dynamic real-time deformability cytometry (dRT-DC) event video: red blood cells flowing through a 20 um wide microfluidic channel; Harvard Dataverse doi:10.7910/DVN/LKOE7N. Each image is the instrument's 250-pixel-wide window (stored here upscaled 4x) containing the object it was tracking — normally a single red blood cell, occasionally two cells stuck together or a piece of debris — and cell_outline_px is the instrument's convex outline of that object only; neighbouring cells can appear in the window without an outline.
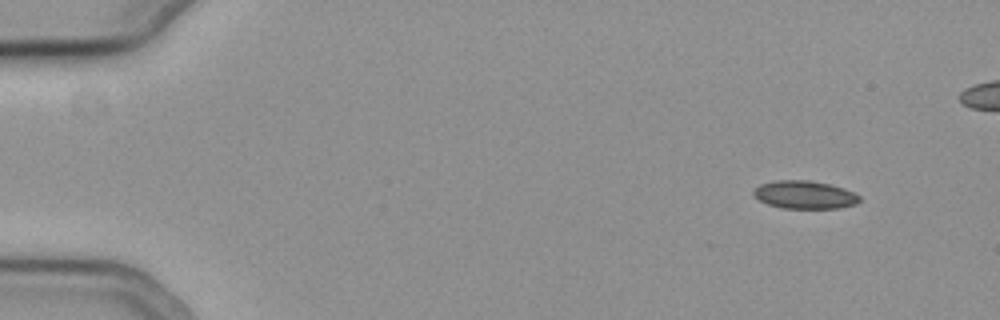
{"species": "common noctule bat (a hibernating species)", "species_latin": "Nyctalus noctula", "temperature_condition": "cold", "stored_images_in_passage": 48, "camera_frame_rate_fps": 3000, "um_per_image_px": 0.085, "animal": {"sex": "female", "body_mass_g": 19.3, "forearm_length_mm": 54.1}, "frame": {"image": 1, "passage_image": 1, "time_ms": 0.0, "image_size_px": [1000, 320], "cell_outline_px": [[860, 200], [856, 204], [840, 208], [784, 208], [768, 204], [752, 196], [752, 192], [760, 184], [772, 180], [808, 180], [828, 184], [844, 188], [860, 196]], "centroid_in_image_um": [68.37, 16.55], "position_along_channel_um": 16.6, "area_um2": 17.28}}
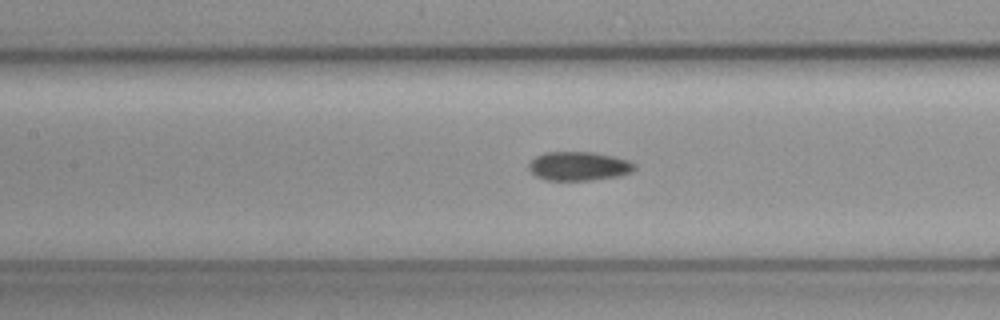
{"frame": {"image": 2, "passage_image": 22, "time_ms": 7.0, "image_size_px": [1000, 320], "cell_outline_px": [[636, 168], [632, 172], [620, 176], [588, 180], [548, 180], [536, 176], [528, 168], [528, 164], [536, 156], [544, 152], [592, 152], [612, 156], [628, 160], [636, 164]], "centroid_in_image_um": [49.21, 14.12], "position_along_channel_um": 158.2, "area_um2": 17.8}}
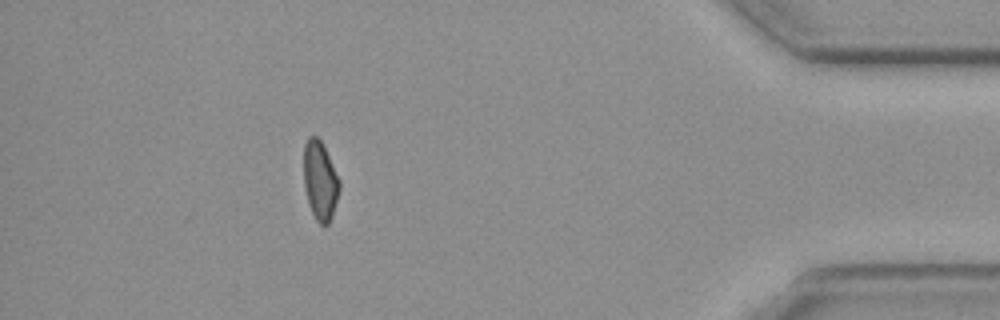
{"frame": {"image": 3, "passage_image": 46, "time_ms": 15.0, "image_size_px": [1000, 320], "cell_outline_px": [[340, 188], [332, 216], [328, 224], [324, 228], [316, 220], [308, 204], [304, 188], [304, 144], [308, 136], [316, 136], [320, 140], [340, 180]], "centroid_in_image_um": [27.19, 15.39], "position_along_channel_um": 408.0, "area_um2": 16.42}}